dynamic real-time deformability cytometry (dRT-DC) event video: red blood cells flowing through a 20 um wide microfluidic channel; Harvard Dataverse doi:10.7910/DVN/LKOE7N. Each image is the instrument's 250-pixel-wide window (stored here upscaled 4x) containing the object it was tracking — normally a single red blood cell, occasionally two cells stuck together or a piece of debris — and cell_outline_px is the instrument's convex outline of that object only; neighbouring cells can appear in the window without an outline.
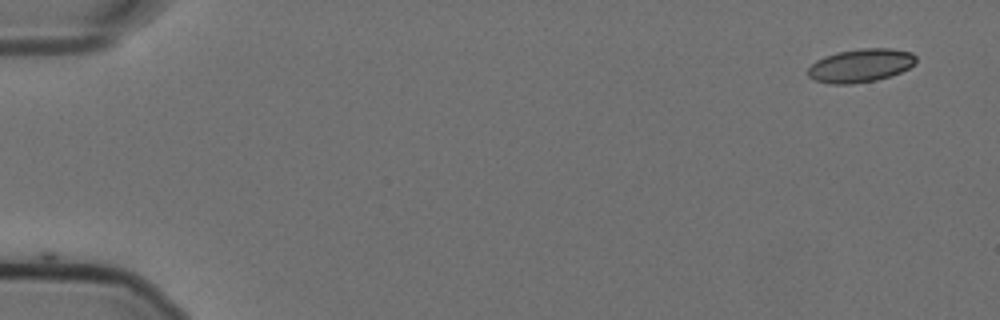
{"species": "Egyptian fruit bat (a non-hibernating species)", "species_latin": "Rousettus aegyptiacus", "temperature_condition": "cold", "stored_images_in_passage": 55, "camera_frame_rate_fps": 3000, "um_per_image_px": 0.085, "animal": {"sex": "female"}, "frame": {"image": 1, "passage_image": 1, "time_ms": 0.0, "image_size_px": [1000, 320], "cell_outline_px": [[916, 64], [900, 72], [876, 80], [852, 84], [832, 84], [812, 80], [808, 76], [808, 68], [816, 60], [824, 56], [836, 52], [860, 48], [892, 48], [912, 52], [916, 56]], "centroid_in_image_um": [73.14, 5.56], "position_along_channel_um": 11.9, "area_um2": 21.21}}
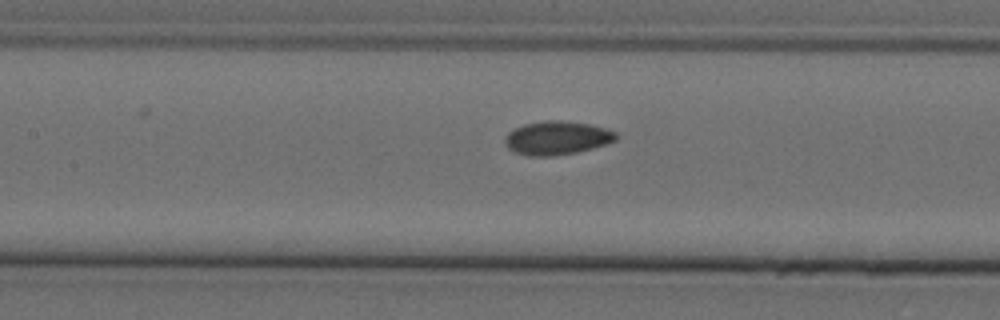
{"frame": {"image": 2, "passage_image": 25, "time_ms": 8.0, "image_size_px": [1000, 320], "cell_outline_px": [[616, 140], [608, 144], [576, 152], [552, 156], [528, 156], [516, 152], [508, 148], [504, 144], [504, 140], [508, 132], [524, 124], [544, 120], [560, 120], [588, 124], [604, 128], [616, 132]], "centroid_in_image_um": [47.32, 11.72], "position_along_channel_um": 160.1, "area_um2": 21.68}}
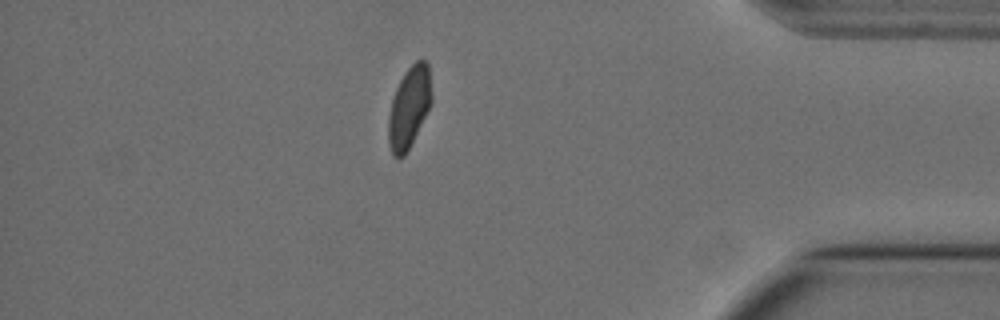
{"frame": {"image": 3, "passage_image": 48, "time_ms": 15.667, "image_size_px": [1000, 320], "cell_outline_px": [[432, 100], [404, 156], [392, 156], [388, 144], [388, 116], [392, 100], [396, 88], [404, 72], [416, 60], [424, 60], [428, 64], [432, 96]], "centroid_in_image_um": [34.75, 9.09], "position_along_channel_um": 400.5, "area_um2": 20.0}, "authors_computed_cell_mechanics": {"area_um2": 21.1548, "velocity_mm_per_s": 3.5611, "shape_relaxation_time_tau1_ms": 10.3483, "shape_relaxation_time_tau2_ms": 1.9859, "deformation_change_tau1": 0.1702, "deformation_change_tau2": 0.0493}}